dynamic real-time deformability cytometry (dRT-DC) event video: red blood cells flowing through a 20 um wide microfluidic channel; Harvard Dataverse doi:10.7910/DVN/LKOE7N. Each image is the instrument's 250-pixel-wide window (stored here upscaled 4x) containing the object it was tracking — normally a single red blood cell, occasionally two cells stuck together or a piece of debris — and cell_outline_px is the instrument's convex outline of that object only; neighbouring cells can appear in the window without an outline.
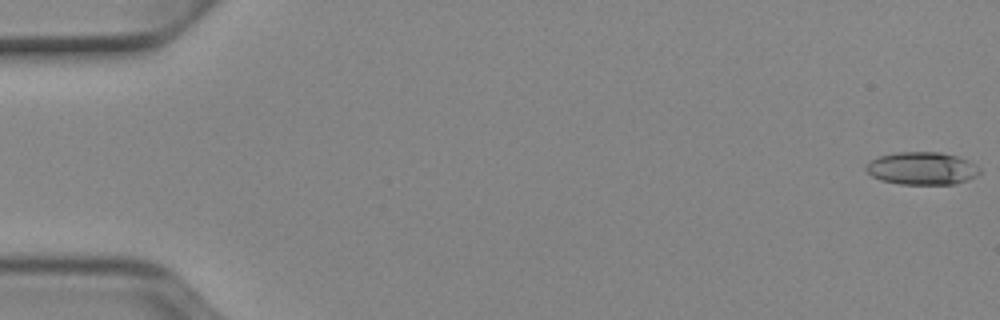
{"species": "Egyptian fruit bat (a non-hibernating species)", "species_latin": "Rousettus aegyptiacus", "temperature_condition": "cold", "stored_images_in_passage": 52, "camera_frame_rate_fps": 3000, "um_per_image_px": 0.085, "animal": {"sex": "female"}, "frame": {"image": 1, "passage_image": 1, "time_ms": 0.0, "image_size_px": [1000, 320], "cell_outline_px": [[980, 172], [976, 176], [952, 184], [900, 184], [880, 180], [872, 176], [864, 168], [872, 160], [880, 156], [896, 152], [940, 152], [956, 156], [968, 160], [980, 168]], "centroid_in_image_um": [78.35, 14.31], "position_along_channel_um": 6.6, "area_um2": 21.44}}
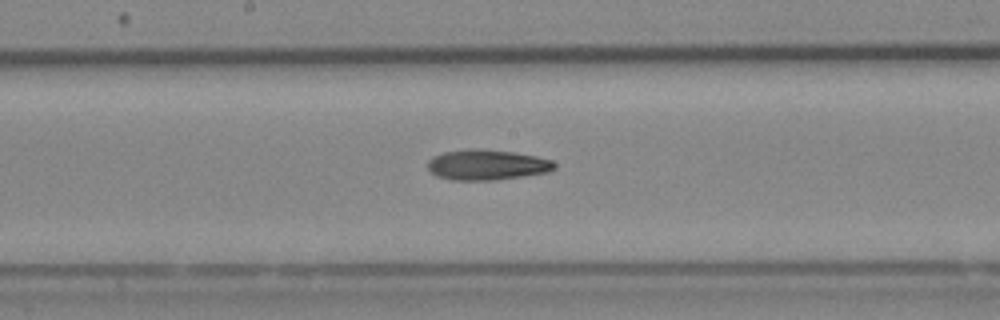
{"frame": {"image": 2, "passage_image": 28, "time_ms": 9.0, "image_size_px": [1000, 320], "cell_outline_px": [[556, 168], [548, 172], [496, 180], [452, 180], [436, 176], [428, 168], [428, 160], [432, 156], [444, 152], [472, 148], [476, 148], [512, 152], [536, 156], [552, 160], [556, 164]], "centroid_in_image_um": [41.38, 14.01], "position_along_channel_um": 206.8, "area_um2": 22.48}}
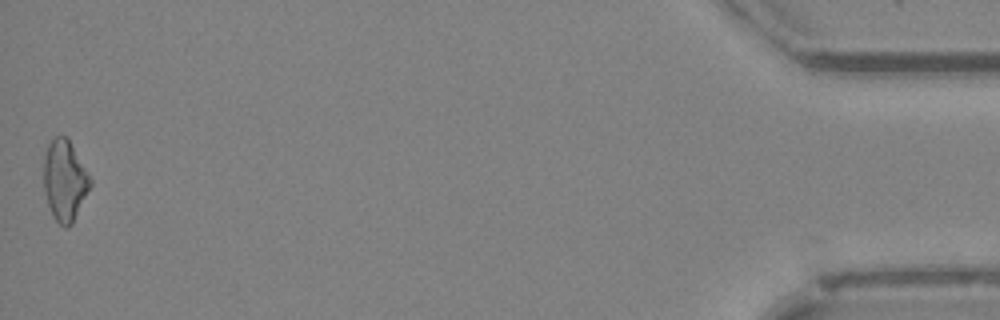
{"frame": {"image": 3, "passage_image": 52, "time_ms": 17.0, "image_size_px": [1000, 320], "cell_outline_px": [[92, 184], [72, 224], [68, 228], [64, 228], [52, 216], [44, 192], [44, 156], [48, 144], [56, 136], [68, 136], [92, 180]], "centroid_in_image_um": [5.5, 15.34], "position_along_channel_um": 429.7, "area_um2": 22.02}, "authors_computed_cell_mechanics": {"area_um2": 21.5594, "velocity_mm_per_s": 3.9483, "shape_relaxation_time_tau1_ms": null, "shape_relaxation_time_tau2_ms": 8.0213, "deformation_change_tau1": null, "deformation_change_tau2": 0.2174}}